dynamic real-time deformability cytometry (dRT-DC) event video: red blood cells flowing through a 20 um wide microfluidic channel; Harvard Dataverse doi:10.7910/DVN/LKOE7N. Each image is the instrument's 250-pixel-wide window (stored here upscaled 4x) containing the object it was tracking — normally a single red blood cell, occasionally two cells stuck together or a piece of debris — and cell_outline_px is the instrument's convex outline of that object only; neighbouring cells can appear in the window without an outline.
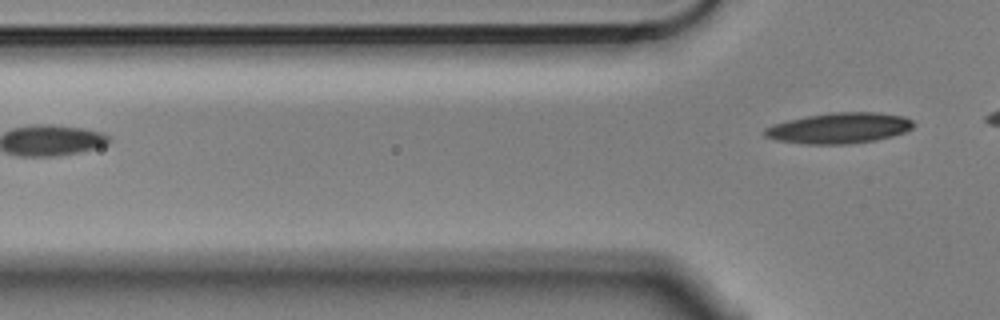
{"species": "Egyptian fruit bat (a non-hibernating species)", "species_latin": "Rousettus aegyptiacus", "temperature_condition": "cold", "stored_images_in_passage": 4, "camera_frame_rate_fps": 3000, "um_per_image_px": 0.085, "animal": {"sex": "male"}, "frame": {"image": 1, "passage_image": 4, "time_ms": 1.0, "image_size_px": [1000, 320], "cell_outline_px": [[912, 128], [904, 132], [892, 136], [876, 140], [848, 144], [800, 144], [776, 140], [764, 136], [764, 128], [772, 124], [788, 120], [808, 116], [832, 112], [876, 112], [904, 116], [912, 120]], "centroid_in_image_um": [71.3, 10.89], "position_along_channel_um": 54.5, "area_um2": 26.65}}